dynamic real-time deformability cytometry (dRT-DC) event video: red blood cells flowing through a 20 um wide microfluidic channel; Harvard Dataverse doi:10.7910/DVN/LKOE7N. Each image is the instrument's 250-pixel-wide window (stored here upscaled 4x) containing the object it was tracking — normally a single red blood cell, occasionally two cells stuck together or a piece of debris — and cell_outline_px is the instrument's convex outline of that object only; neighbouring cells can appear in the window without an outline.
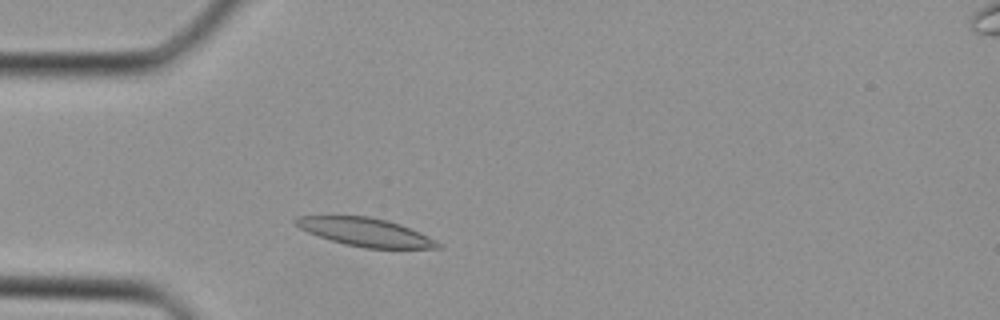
{"species": "Egyptian fruit bat (a non-hibernating species)", "species_latin": "Rousettus aegyptiacus", "temperature_condition": "cold", "stored_images_in_passage": 20, "camera_frame_rate_fps": 3000, "um_per_image_px": 0.085, "animal": {"sex": "female"}, "frame": {"image": 1, "passage_image": 5, "time_ms": 1.333, "image_size_px": [1000, 320], "cell_outline_px": [[444, 248], [364, 248], [344, 244], [308, 232], [300, 228], [292, 220], [296, 216], [368, 216], [388, 220], [400, 224], [420, 232], [444, 244]], "centroid_in_image_um": [31.11, 19.73], "position_along_channel_um": 53.9, "area_um2": 23.41}}
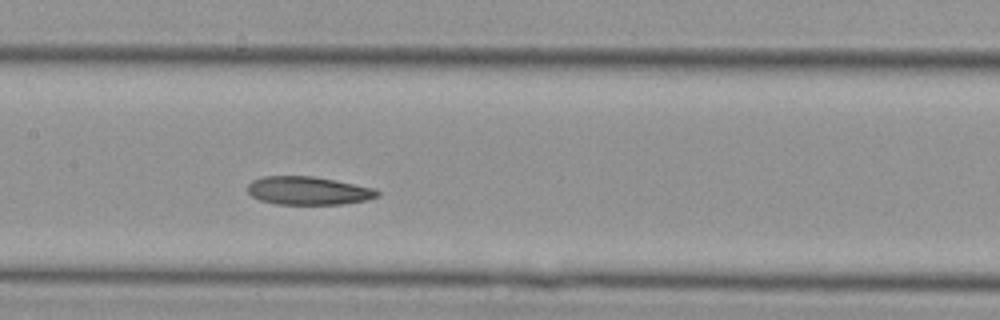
{"frame": {"image": 2, "passage_image": 13, "time_ms": 4.0, "image_size_px": [1000, 320], "cell_outline_px": [[380, 196], [364, 200], [344, 204], [276, 204], [260, 200], [252, 196], [248, 192], [248, 184], [252, 180], [264, 176], [312, 176], [376, 188], [380, 192]], "centroid_in_image_um": [26.21, 16.21], "position_along_channel_um": 181.2, "area_um2": 21.33}}
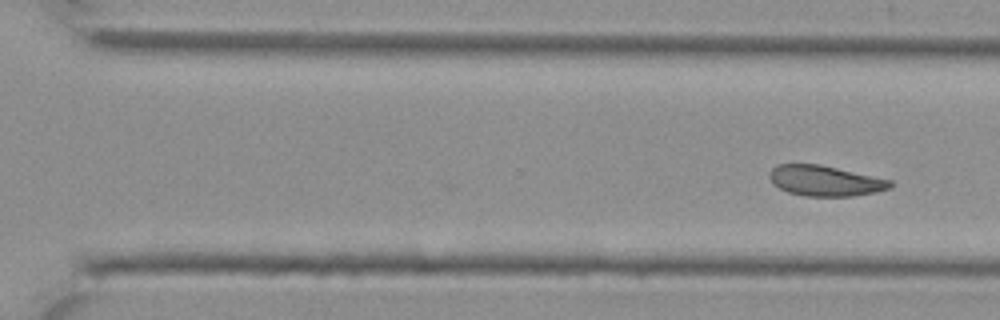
{"frame": {"image": 3, "passage_image": 20, "time_ms": 6.333, "image_size_px": [1000, 320], "cell_outline_px": [[892, 188], [876, 192], [852, 196], [804, 196], [788, 192], [772, 184], [768, 176], [768, 172], [776, 164], [820, 164], [892, 180]], "centroid_in_image_um": [70.11, 15.36], "position_along_channel_um": 300.5, "area_um2": 21.62}}